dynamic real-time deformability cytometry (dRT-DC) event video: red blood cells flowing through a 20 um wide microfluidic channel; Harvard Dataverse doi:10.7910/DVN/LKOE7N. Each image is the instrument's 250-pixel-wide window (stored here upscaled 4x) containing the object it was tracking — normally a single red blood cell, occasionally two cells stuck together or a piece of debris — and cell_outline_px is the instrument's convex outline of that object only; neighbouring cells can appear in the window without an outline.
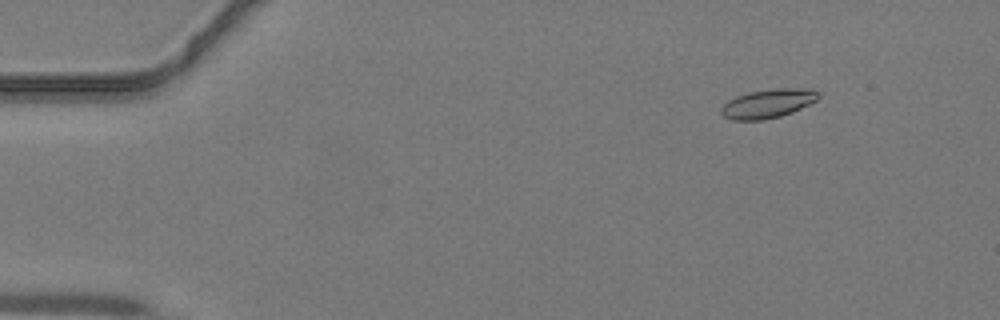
{"species": "common noctule bat (a hibernating species)", "species_latin": "Nyctalus noctula", "temperature_condition": "warm", "stored_images_in_passage": 45, "camera_frame_rate_fps": 3000, "um_per_image_px": 0.085, "animal": {"sex": "male", "body_mass_g": 19.2, "forearm_length_mm": 51.8}, "frame": {"image": 1, "passage_image": 6, "time_ms": 1.667, "image_size_px": [1000, 320], "cell_outline_px": [[820, 96], [816, 100], [792, 112], [780, 116], [764, 120], [732, 120], [724, 116], [720, 112], [720, 108], [728, 100], [736, 96], [748, 92], [776, 88], [812, 88], [820, 92]], "centroid_in_image_um": [65.27, 8.79], "position_along_channel_um": 19.7, "area_um2": 16.47}}
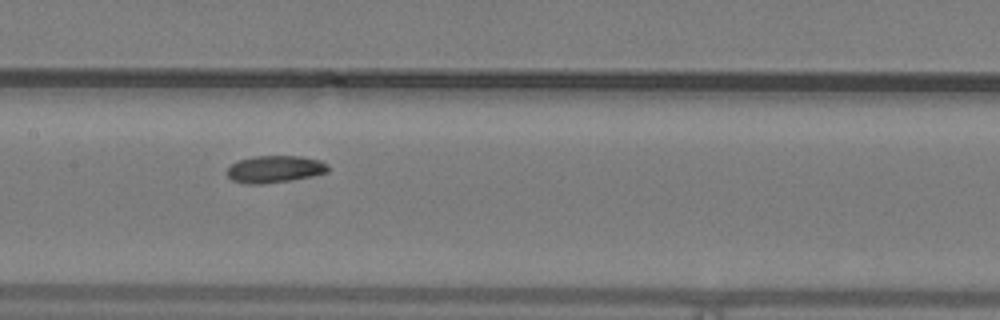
{"frame": {"image": 2, "passage_image": 23, "time_ms": 7.333, "image_size_px": [1000, 320], "cell_outline_px": [[328, 172], [288, 180], [264, 184], [248, 184], [232, 180], [228, 176], [228, 168], [236, 160], [256, 156], [300, 156], [320, 160], [328, 164]], "centroid_in_image_um": [23.34, 14.36], "position_along_channel_um": 184.1, "area_um2": 15.78}}
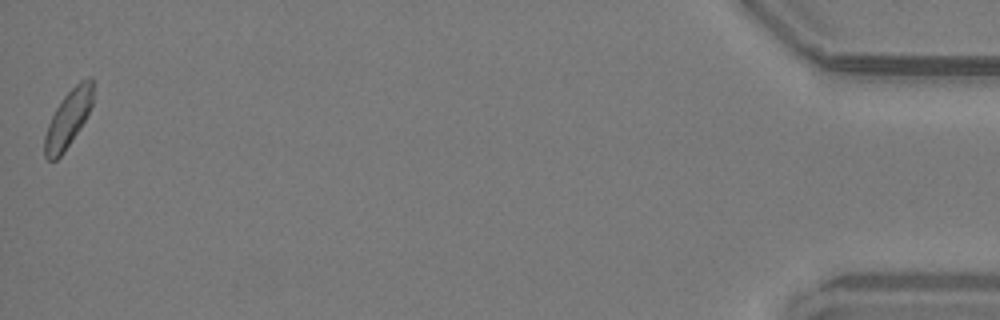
{"frame": {"image": 3, "passage_image": 45, "time_ms": 14.667, "image_size_px": [1000, 320], "cell_outline_px": [[92, 104], [80, 128], [64, 152], [56, 160], [48, 160], [44, 156], [44, 136], [48, 124], [56, 108], [64, 96], [80, 80], [88, 76], [92, 76]], "centroid_in_image_um": [5.77, 10.1], "position_along_channel_um": 429.4, "area_um2": 15.84}}